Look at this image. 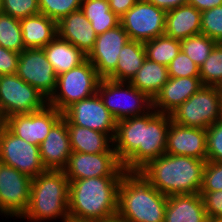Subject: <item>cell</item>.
<instances>
[{
	"instance_id": "obj_1",
	"label": "cell",
	"mask_w": 222,
	"mask_h": 222,
	"mask_svg": "<svg viewBox=\"0 0 222 222\" xmlns=\"http://www.w3.org/2000/svg\"><path fill=\"white\" fill-rule=\"evenodd\" d=\"M171 116L155 109L117 121L113 148L125 171H139L150 160L166 153Z\"/></svg>"
},
{
	"instance_id": "obj_2",
	"label": "cell",
	"mask_w": 222,
	"mask_h": 222,
	"mask_svg": "<svg viewBox=\"0 0 222 222\" xmlns=\"http://www.w3.org/2000/svg\"><path fill=\"white\" fill-rule=\"evenodd\" d=\"M122 177L102 176L69 181L70 220L100 222L115 218Z\"/></svg>"
},
{
	"instance_id": "obj_3",
	"label": "cell",
	"mask_w": 222,
	"mask_h": 222,
	"mask_svg": "<svg viewBox=\"0 0 222 222\" xmlns=\"http://www.w3.org/2000/svg\"><path fill=\"white\" fill-rule=\"evenodd\" d=\"M206 161L164 153L150 160L138 172L167 197L194 194L200 192Z\"/></svg>"
},
{
	"instance_id": "obj_4",
	"label": "cell",
	"mask_w": 222,
	"mask_h": 222,
	"mask_svg": "<svg viewBox=\"0 0 222 222\" xmlns=\"http://www.w3.org/2000/svg\"><path fill=\"white\" fill-rule=\"evenodd\" d=\"M168 197L138 171H126L118 186L117 218L124 222H164Z\"/></svg>"
},
{
	"instance_id": "obj_5",
	"label": "cell",
	"mask_w": 222,
	"mask_h": 222,
	"mask_svg": "<svg viewBox=\"0 0 222 222\" xmlns=\"http://www.w3.org/2000/svg\"><path fill=\"white\" fill-rule=\"evenodd\" d=\"M69 181L63 170L47 169L32 178L30 201L21 217L31 222L70 219L68 212Z\"/></svg>"
},
{
	"instance_id": "obj_6",
	"label": "cell",
	"mask_w": 222,
	"mask_h": 222,
	"mask_svg": "<svg viewBox=\"0 0 222 222\" xmlns=\"http://www.w3.org/2000/svg\"><path fill=\"white\" fill-rule=\"evenodd\" d=\"M222 95L219 86H202L170 113L171 121L186 127L207 129L222 119Z\"/></svg>"
},
{
	"instance_id": "obj_7",
	"label": "cell",
	"mask_w": 222,
	"mask_h": 222,
	"mask_svg": "<svg viewBox=\"0 0 222 222\" xmlns=\"http://www.w3.org/2000/svg\"><path fill=\"white\" fill-rule=\"evenodd\" d=\"M101 79L87 59L81 65L57 76L56 88L48 99V105L63 112L74 102L96 94Z\"/></svg>"
},
{
	"instance_id": "obj_8",
	"label": "cell",
	"mask_w": 222,
	"mask_h": 222,
	"mask_svg": "<svg viewBox=\"0 0 222 222\" xmlns=\"http://www.w3.org/2000/svg\"><path fill=\"white\" fill-rule=\"evenodd\" d=\"M97 93L117 121L141 116L153 109V100L129 82L103 78L98 85Z\"/></svg>"
},
{
	"instance_id": "obj_9",
	"label": "cell",
	"mask_w": 222,
	"mask_h": 222,
	"mask_svg": "<svg viewBox=\"0 0 222 222\" xmlns=\"http://www.w3.org/2000/svg\"><path fill=\"white\" fill-rule=\"evenodd\" d=\"M48 99L17 74L0 76V121L43 109Z\"/></svg>"
},
{
	"instance_id": "obj_10",
	"label": "cell",
	"mask_w": 222,
	"mask_h": 222,
	"mask_svg": "<svg viewBox=\"0 0 222 222\" xmlns=\"http://www.w3.org/2000/svg\"><path fill=\"white\" fill-rule=\"evenodd\" d=\"M0 162L31 178L47 170L39 146L17 137L3 123L0 124Z\"/></svg>"
},
{
	"instance_id": "obj_11",
	"label": "cell",
	"mask_w": 222,
	"mask_h": 222,
	"mask_svg": "<svg viewBox=\"0 0 222 222\" xmlns=\"http://www.w3.org/2000/svg\"><path fill=\"white\" fill-rule=\"evenodd\" d=\"M166 11L138 0L121 18L120 25L130 40L147 42L164 35Z\"/></svg>"
},
{
	"instance_id": "obj_12",
	"label": "cell",
	"mask_w": 222,
	"mask_h": 222,
	"mask_svg": "<svg viewBox=\"0 0 222 222\" xmlns=\"http://www.w3.org/2000/svg\"><path fill=\"white\" fill-rule=\"evenodd\" d=\"M32 178L0 162V215L21 219L26 212Z\"/></svg>"
},
{
	"instance_id": "obj_13",
	"label": "cell",
	"mask_w": 222,
	"mask_h": 222,
	"mask_svg": "<svg viewBox=\"0 0 222 222\" xmlns=\"http://www.w3.org/2000/svg\"><path fill=\"white\" fill-rule=\"evenodd\" d=\"M62 114L67 124L97 130L107 134L112 140L114 139L117 120L104 106L98 93L74 102Z\"/></svg>"
},
{
	"instance_id": "obj_14",
	"label": "cell",
	"mask_w": 222,
	"mask_h": 222,
	"mask_svg": "<svg viewBox=\"0 0 222 222\" xmlns=\"http://www.w3.org/2000/svg\"><path fill=\"white\" fill-rule=\"evenodd\" d=\"M68 181L102 176H123L126 172L116 152L79 153L72 151L63 169Z\"/></svg>"
},
{
	"instance_id": "obj_15",
	"label": "cell",
	"mask_w": 222,
	"mask_h": 222,
	"mask_svg": "<svg viewBox=\"0 0 222 222\" xmlns=\"http://www.w3.org/2000/svg\"><path fill=\"white\" fill-rule=\"evenodd\" d=\"M62 117V112L47 104L43 109L29 114L10 116L2 123L17 137L40 146L51 128Z\"/></svg>"
},
{
	"instance_id": "obj_16",
	"label": "cell",
	"mask_w": 222,
	"mask_h": 222,
	"mask_svg": "<svg viewBox=\"0 0 222 222\" xmlns=\"http://www.w3.org/2000/svg\"><path fill=\"white\" fill-rule=\"evenodd\" d=\"M16 74L47 99L55 91L57 74L49 63L43 48L24 49L19 54Z\"/></svg>"
},
{
	"instance_id": "obj_17",
	"label": "cell",
	"mask_w": 222,
	"mask_h": 222,
	"mask_svg": "<svg viewBox=\"0 0 222 222\" xmlns=\"http://www.w3.org/2000/svg\"><path fill=\"white\" fill-rule=\"evenodd\" d=\"M129 40L128 34L121 25L97 35L87 59L102 79L107 78L116 69L120 50Z\"/></svg>"
},
{
	"instance_id": "obj_18",
	"label": "cell",
	"mask_w": 222,
	"mask_h": 222,
	"mask_svg": "<svg viewBox=\"0 0 222 222\" xmlns=\"http://www.w3.org/2000/svg\"><path fill=\"white\" fill-rule=\"evenodd\" d=\"M207 131L170 122L167 131L166 154L183 155L199 160L207 157Z\"/></svg>"
},
{
	"instance_id": "obj_19",
	"label": "cell",
	"mask_w": 222,
	"mask_h": 222,
	"mask_svg": "<svg viewBox=\"0 0 222 222\" xmlns=\"http://www.w3.org/2000/svg\"><path fill=\"white\" fill-rule=\"evenodd\" d=\"M41 160L46 169L63 170L72 153L66 120L62 117L39 146Z\"/></svg>"
},
{
	"instance_id": "obj_20",
	"label": "cell",
	"mask_w": 222,
	"mask_h": 222,
	"mask_svg": "<svg viewBox=\"0 0 222 222\" xmlns=\"http://www.w3.org/2000/svg\"><path fill=\"white\" fill-rule=\"evenodd\" d=\"M202 86L204 85L200 77H169L168 81L153 99V109L158 113L170 114Z\"/></svg>"
},
{
	"instance_id": "obj_21",
	"label": "cell",
	"mask_w": 222,
	"mask_h": 222,
	"mask_svg": "<svg viewBox=\"0 0 222 222\" xmlns=\"http://www.w3.org/2000/svg\"><path fill=\"white\" fill-rule=\"evenodd\" d=\"M58 36L82 50L86 55L93 49L96 32L81 10L71 12L57 23Z\"/></svg>"
},
{
	"instance_id": "obj_22",
	"label": "cell",
	"mask_w": 222,
	"mask_h": 222,
	"mask_svg": "<svg viewBox=\"0 0 222 222\" xmlns=\"http://www.w3.org/2000/svg\"><path fill=\"white\" fill-rule=\"evenodd\" d=\"M164 222H208L199 193L168 196Z\"/></svg>"
},
{
	"instance_id": "obj_23",
	"label": "cell",
	"mask_w": 222,
	"mask_h": 222,
	"mask_svg": "<svg viewBox=\"0 0 222 222\" xmlns=\"http://www.w3.org/2000/svg\"><path fill=\"white\" fill-rule=\"evenodd\" d=\"M201 34V11L182 5L166 11L164 35L182 40Z\"/></svg>"
},
{
	"instance_id": "obj_24",
	"label": "cell",
	"mask_w": 222,
	"mask_h": 222,
	"mask_svg": "<svg viewBox=\"0 0 222 222\" xmlns=\"http://www.w3.org/2000/svg\"><path fill=\"white\" fill-rule=\"evenodd\" d=\"M25 49L44 48L58 36L57 22L44 14L20 20Z\"/></svg>"
},
{
	"instance_id": "obj_25",
	"label": "cell",
	"mask_w": 222,
	"mask_h": 222,
	"mask_svg": "<svg viewBox=\"0 0 222 222\" xmlns=\"http://www.w3.org/2000/svg\"><path fill=\"white\" fill-rule=\"evenodd\" d=\"M43 50L57 76L68 72L87 60V55L82 50L59 36L48 43Z\"/></svg>"
},
{
	"instance_id": "obj_26",
	"label": "cell",
	"mask_w": 222,
	"mask_h": 222,
	"mask_svg": "<svg viewBox=\"0 0 222 222\" xmlns=\"http://www.w3.org/2000/svg\"><path fill=\"white\" fill-rule=\"evenodd\" d=\"M72 151L79 153L115 152L113 140L105 133L87 127L67 124Z\"/></svg>"
},
{
	"instance_id": "obj_27",
	"label": "cell",
	"mask_w": 222,
	"mask_h": 222,
	"mask_svg": "<svg viewBox=\"0 0 222 222\" xmlns=\"http://www.w3.org/2000/svg\"><path fill=\"white\" fill-rule=\"evenodd\" d=\"M145 59L146 51L143 42L129 40L120 50L116 69L107 78L119 82H130Z\"/></svg>"
},
{
	"instance_id": "obj_28",
	"label": "cell",
	"mask_w": 222,
	"mask_h": 222,
	"mask_svg": "<svg viewBox=\"0 0 222 222\" xmlns=\"http://www.w3.org/2000/svg\"><path fill=\"white\" fill-rule=\"evenodd\" d=\"M168 79L167 66L146 58L129 83L140 92L146 93L153 100Z\"/></svg>"
},
{
	"instance_id": "obj_29",
	"label": "cell",
	"mask_w": 222,
	"mask_h": 222,
	"mask_svg": "<svg viewBox=\"0 0 222 222\" xmlns=\"http://www.w3.org/2000/svg\"><path fill=\"white\" fill-rule=\"evenodd\" d=\"M80 10L89 20L96 35L120 25V18L110 10L107 0H83Z\"/></svg>"
},
{
	"instance_id": "obj_30",
	"label": "cell",
	"mask_w": 222,
	"mask_h": 222,
	"mask_svg": "<svg viewBox=\"0 0 222 222\" xmlns=\"http://www.w3.org/2000/svg\"><path fill=\"white\" fill-rule=\"evenodd\" d=\"M146 58L156 63L168 66L181 50L178 39L162 35L144 42Z\"/></svg>"
},
{
	"instance_id": "obj_31",
	"label": "cell",
	"mask_w": 222,
	"mask_h": 222,
	"mask_svg": "<svg viewBox=\"0 0 222 222\" xmlns=\"http://www.w3.org/2000/svg\"><path fill=\"white\" fill-rule=\"evenodd\" d=\"M0 46L17 53L25 49L20 20L2 12L0 13Z\"/></svg>"
},
{
	"instance_id": "obj_32",
	"label": "cell",
	"mask_w": 222,
	"mask_h": 222,
	"mask_svg": "<svg viewBox=\"0 0 222 222\" xmlns=\"http://www.w3.org/2000/svg\"><path fill=\"white\" fill-rule=\"evenodd\" d=\"M181 50L199 67L205 62L217 42L199 34L180 40Z\"/></svg>"
},
{
	"instance_id": "obj_33",
	"label": "cell",
	"mask_w": 222,
	"mask_h": 222,
	"mask_svg": "<svg viewBox=\"0 0 222 222\" xmlns=\"http://www.w3.org/2000/svg\"><path fill=\"white\" fill-rule=\"evenodd\" d=\"M199 69L203 85L220 86L222 83V43L215 45Z\"/></svg>"
},
{
	"instance_id": "obj_34",
	"label": "cell",
	"mask_w": 222,
	"mask_h": 222,
	"mask_svg": "<svg viewBox=\"0 0 222 222\" xmlns=\"http://www.w3.org/2000/svg\"><path fill=\"white\" fill-rule=\"evenodd\" d=\"M40 13L57 23L70 14L80 10L83 0H38Z\"/></svg>"
},
{
	"instance_id": "obj_35",
	"label": "cell",
	"mask_w": 222,
	"mask_h": 222,
	"mask_svg": "<svg viewBox=\"0 0 222 222\" xmlns=\"http://www.w3.org/2000/svg\"><path fill=\"white\" fill-rule=\"evenodd\" d=\"M201 34L222 43V5L201 12Z\"/></svg>"
},
{
	"instance_id": "obj_36",
	"label": "cell",
	"mask_w": 222,
	"mask_h": 222,
	"mask_svg": "<svg viewBox=\"0 0 222 222\" xmlns=\"http://www.w3.org/2000/svg\"><path fill=\"white\" fill-rule=\"evenodd\" d=\"M2 13L23 19L40 13L38 0H2Z\"/></svg>"
},
{
	"instance_id": "obj_37",
	"label": "cell",
	"mask_w": 222,
	"mask_h": 222,
	"mask_svg": "<svg viewBox=\"0 0 222 222\" xmlns=\"http://www.w3.org/2000/svg\"><path fill=\"white\" fill-rule=\"evenodd\" d=\"M169 77H200L199 66L194 63L182 50L167 66Z\"/></svg>"
},
{
	"instance_id": "obj_38",
	"label": "cell",
	"mask_w": 222,
	"mask_h": 222,
	"mask_svg": "<svg viewBox=\"0 0 222 222\" xmlns=\"http://www.w3.org/2000/svg\"><path fill=\"white\" fill-rule=\"evenodd\" d=\"M207 161L222 162V119L207 129Z\"/></svg>"
},
{
	"instance_id": "obj_39",
	"label": "cell",
	"mask_w": 222,
	"mask_h": 222,
	"mask_svg": "<svg viewBox=\"0 0 222 222\" xmlns=\"http://www.w3.org/2000/svg\"><path fill=\"white\" fill-rule=\"evenodd\" d=\"M222 190V162L206 161L200 192Z\"/></svg>"
},
{
	"instance_id": "obj_40",
	"label": "cell",
	"mask_w": 222,
	"mask_h": 222,
	"mask_svg": "<svg viewBox=\"0 0 222 222\" xmlns=\"http://www.w3.org/2000/svg\"><path fill=\"white\" fill-rule=\"evenodd\" d=\"M202 196L208 219L222 218V190L214 192H199Z\"/></svg>"
},
{
	"instance_id": "obj_41",
	"label": "cell",
	"mask_w": 222,
	"mask_h": 222,
	"mask_svg": "<svg viewBox=\"0 0 222 222\" xmlns=\"http://www.w3.org/2000/svg\"><path fill=\"white\" fill-rule=\"evenodd\" d=\"M19 54L0 46V76L16 74Z\"/></svg>"
},
{
	"instance_id": "obj_42",
	"label": "cell",
	"mask_w": 222,
	"mask_h": 222,
	"mask_svg": "<svg viewBox=\"0 0 222 222\" xmlns=\"http://www.w3.org/2000/svg\"><path fill=\"white\" fill-rule=\"evenodd\" d=\"M110 10L121 18L138 0H107Z\"/></svg>"
},
{
	"instance_id": "obj_43",
	"label": "cell",
	"mask_w": 222,
	"mask_h": 222,
	"mask_svg": "<svg viewBox=\"0 0 222 222\" xmlns=\"http://www.w3.org/2000/svg\"><path fill=\"white\" fill-rule=\"evenodd\" d=\"M158 8H161L165 11L177 8L182 5H186L188 0H145Z\"/></svg>"
},
{
	"instance_id": "obj_44",
	"label": "cell",
	"mask_w": 222,
	"mask_h": 222,
	"mask_svg": "<svg viewBox=\"0 0 222 222\" xmlns=\"http://www.w3.org/2000/svg\"><path fill=\"white\" fill-rule=\"evenodd\" d=\"M188 5L194 6L199 11L212 9L222 5V0H188Z\"/></svg>"
},
{
	"instance_id": "obj_45",
	"label": "cell",
	"mask_w": 222,
	"mask_h": 222,
	"mask_svg": "<svg viewBox=\"0 0 222 222\" xmlns=\"http://www.w3.org/2000/svg\"><path fill=\"white\" fill-rule=\"evenodd\" d=\"M100 222H124V221H122V220H120L119 218L115 217V218H113V219H111V220L100 221Z\"/></svg>"
},
{
	"instance_id": "obj_46",
	"label": "cell",
	"mask_w": 222,
	"mask_h": 222,
	"mask_svg": "<svg viewBox=\"0 0 222 222\" xmlns=\"http://www.w3.org/2000/svg\"><path fill=\"white\" fill-rule=\"evenodd\" d=\"M208 222H222V218H210Z\"/></svg>"
},
{
	"instance_id": "obj_47",
	"label": "cell",
	"mask_w": 222,
	"mask_h": 222,
	"mask_svg": "<svg viewBox=\"0 0 222 222\" xmlns=\"http://www.w3.org/2000/svg\"><path fill=\"white\" fill-rule=\"evenodd\" d=\"M2 12V0H0V13Z\"/></svg>"
},
{
	"instance_id": "obj_48",
	"label": "cell",
	"mask_w": 222,
	"mask_h": 222,
	"mask_svg": "<svg viewBox=\"0 0 222 222\" xmlns=\"http://www.w3.org/2000/svg\"><path fill=\"white\" fill-rule=\"evenodd\" d=\"M219 89H220V93L222 95V83L220 84Z\"/></svg>"
},
{
	"instance_id": "obj_49",
	"label": "cell",
	"mask_w": 222,
	"mask_h": 222,
	"mask_svg": "<svg viewBox=\"0 0 222 222\" xmlns=\"http://www.w3.org/2000/svg\"><path fill=\"white\" fill-rule=\"evenodd\" d=\"M66 222H77V221H73V220H70V219H69V220H67Z\"/></svg>"
}]
</instances>
